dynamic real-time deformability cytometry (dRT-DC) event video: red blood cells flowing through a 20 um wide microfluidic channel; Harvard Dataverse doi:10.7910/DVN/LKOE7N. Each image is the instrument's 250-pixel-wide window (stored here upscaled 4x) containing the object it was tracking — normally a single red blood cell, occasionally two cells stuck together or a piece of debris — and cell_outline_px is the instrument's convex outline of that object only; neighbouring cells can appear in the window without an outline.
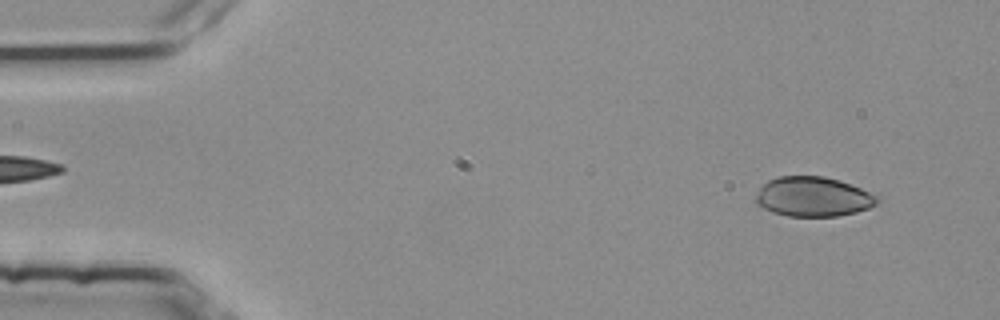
{"species": "common noctule bat (a hibernating species)", "species_latin": "Nyctalus noctula", "temperature_condition": "room temperature", "stored_images_in_passage": 52, "camera_frame_rate_fps": 3000, "um_per_image_px": 0.085, "animal": {"sex": "female", "body_mass_g": 25.1}, "frame": {"image": 1, "passage_image": 4, "time_ms": 1.0, "image_size_px": [1000, 320], "cell_outline_px": [[880, 200], [876, 204], [868, 208], [856, 212], [836, 216], [788, 216], [772, 212], [756, 204], [756, 196], [760, 188], [768, 180], [780, 176], [824, 176], [840, 180], [880, 196]], "centroid_in_image_um": [69.13, 16.72], "position_along_channel_um": 15.9, "area_um2": 28.09}}
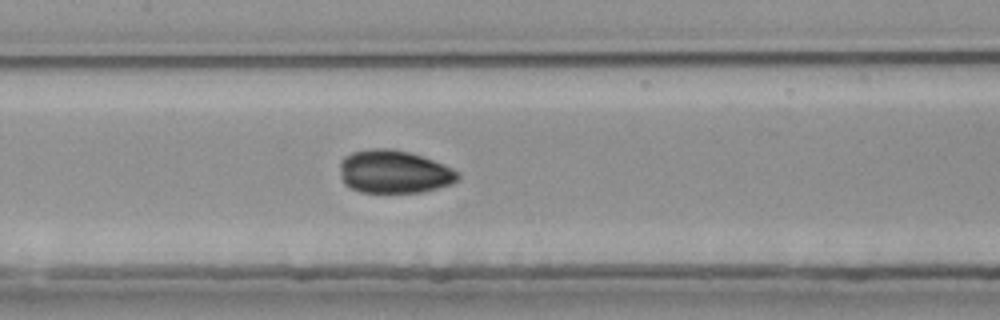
{"frame": {"image": 2, "passage_image": 25, "time_ms": 8.0, "image_size_px": [1000, 320], "cell_outline_px": [[460, 176], [452, 184], [420, 192], [360, 192], [344, 184], [340, 176], [340, 160], [344, 156], [352, 152], [372, 148], [392, 148], [408, 152], [444, 164], [452, 168]], "centroid_in_image_um": [33.45, 14.59], "position_along_channel_um": 174.0, "area_um2": 29.54}}
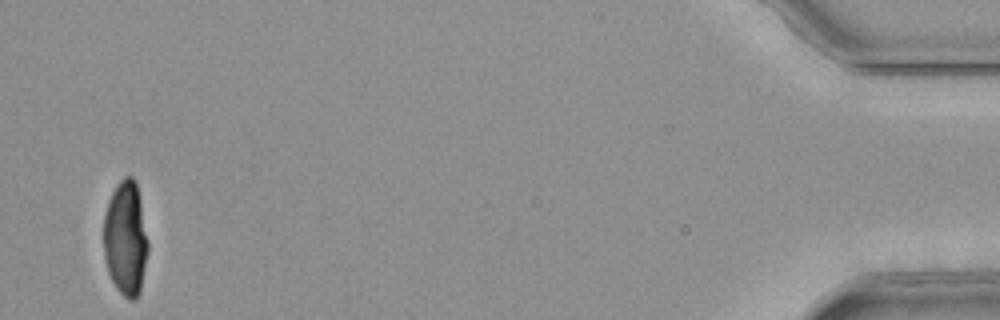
{"frame": {"image": 3, "passage_image": 52, "time_ms": 17.0, "image_size_px": [1000, 320], "cell_outline_px": [[148, 252], [140, 292], [136, 300], [128, 300], [116, 288], [108, 272], [104, 256], [104, 216], [112, 192], [116, 184], [124, 176], [132, 176], [136, 180], [148, 244]], "centroid_in_image_um": [10.68, 20.29], "position_along_channel_um": 424.5, "area_um2": 29.59}, "authors_computed_cell_mechanics": {"area_um2": 29.9982, "velocity_mm_per_s": 3.7904, "shape_relaxation_time_tau1_ms": 3.0561, "shape_relaxation_time_tau2_ms": 1.5697, "deformation_change_tau1": 0.0617, "deformation_change_tau2": 0.0493}}